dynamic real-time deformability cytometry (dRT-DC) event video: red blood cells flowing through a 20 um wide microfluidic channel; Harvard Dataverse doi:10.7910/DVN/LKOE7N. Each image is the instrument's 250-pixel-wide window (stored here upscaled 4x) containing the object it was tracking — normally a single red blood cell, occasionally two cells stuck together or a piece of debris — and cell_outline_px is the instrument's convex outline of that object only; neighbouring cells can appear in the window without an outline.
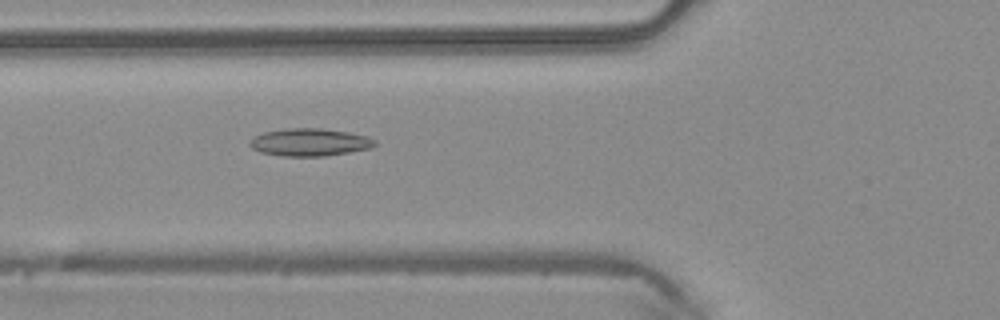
{"species": "common noctule bat (a hibernating species)", "species_latin": "Nyctalus noctula", "temperature_condition": "warm", "stored_images_in_passage": 42, "camera_frame_rate_fps": 3000, "um_per_image_px": 0.085, "animal": {"sex": "male", "body_mass_g": 20.4}, "frame": {"image": 1, "passage_image": 12, "time_ms": 3.667, "image_size_px": [1000, 320], "cell_outline_px": [[376, 144], [372, 148], [324, 156], [280, 156], [260, 152], [252, 148], [248, 144], [248, 140], [264, 132], [288, 128], [320, 128], [348, 132], [368, 136], [376, 140]], "centroid_in_image_um": [26.32, 12.09], "position_along_channel_um": 99.5, "area_um2": 20.17}}
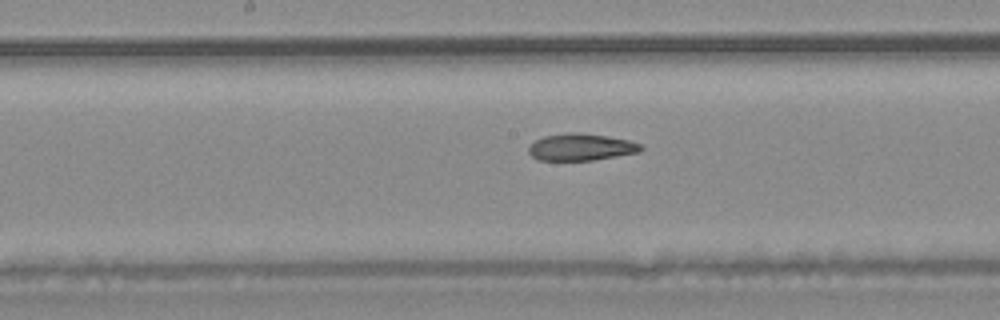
{"frame": {"image": 2, "passage_image": 19, "time_ms": 6.0, "image_size_px": [1000, 320], "cell_outline_px": [[644, 148], [640, 152], [592, 160], [540, 160], [532, 156], [528, 152], [528, 148], [536, 140], [544, 136], [568, 132], [608, 136], [628, 140], [640, 144]], "centroid_in_image_um": [49.39, 12.5], "position_along_channel_um": 198.8, "area_um2": 17.4}}
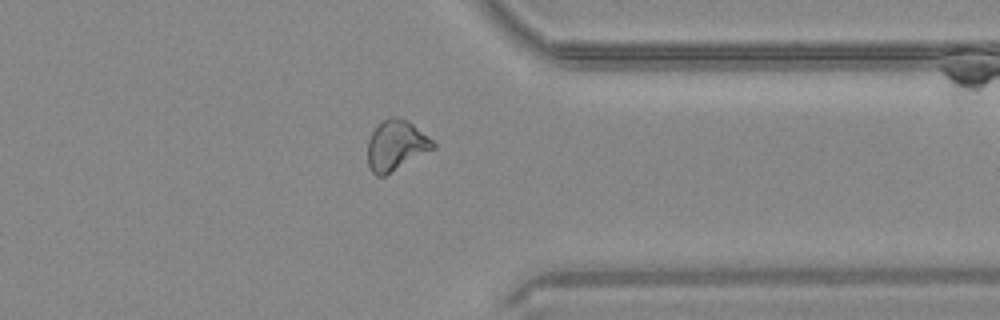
{"frame": {"image": 3, "passage_image": 32, "time_ms": 10.333, "image_size_px": [1000, 320], "cell_outline_px": [[436, 148], [384, 176], [376, 176], [372, 172], [368, 164], [368, 140], [376, 124], [380, 120], [388, 116], [392, 116], [408, 120], [432, 140], [436, 144]], "centroid_in_image_um": [33.65, 12.34], "position_along_channel_um": 377.8, "area_um2": 19.31}, "authors_computed_cell_mechanics": {"area_um2": 18.8428, "velocity_mm_per_s": 4.2401, "shape_relaxation_time_tau1_ms": null, "shape_relaxation_time_tau2_ms": 2.9876, "deformation_change_tau1": null, "deformation_change_tau2": 0.0954}}